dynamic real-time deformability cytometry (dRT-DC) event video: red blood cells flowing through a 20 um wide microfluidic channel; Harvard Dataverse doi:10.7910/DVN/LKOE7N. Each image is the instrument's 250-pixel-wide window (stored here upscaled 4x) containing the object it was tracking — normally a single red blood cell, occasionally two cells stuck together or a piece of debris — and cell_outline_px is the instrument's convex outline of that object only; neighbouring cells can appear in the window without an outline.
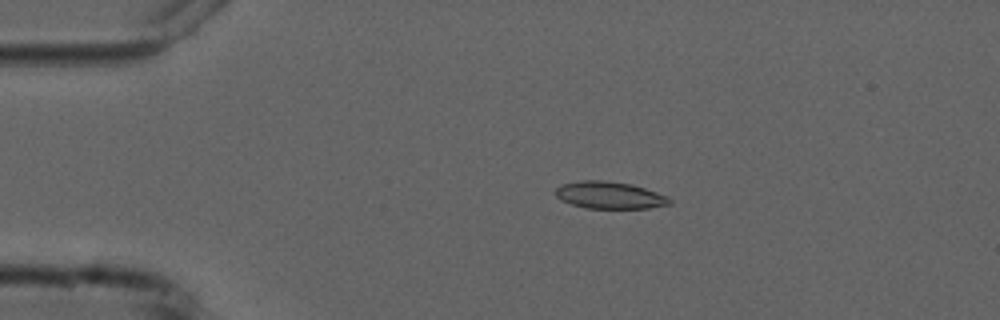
{"species": "common noctule bat (a hibernating species)", "species_latin": "Nyctalus noctula", "temperature_condition": "cold", "stored_images_in_passage": 5, "camera_frame_rate_fps": 3000, "um_per_image_px": 0.085, "animal": {"sex": "male", "forearm_length_mm": 52.5}, "frame": {"image": 1, "passage_image": 3, "time_ms": 2.333, "image_size_px": [1000, 320], "cell_outline_px": [[672, 204], [648, 208], [584, 208], [560, 200], [556, 196], [556, 188], [560, 184], [584, 180], [604, 180], [632, 184], [668, 196], [672, 200]], "centroid_in_image_um": [51.82, 16.59], "position_along_channel_um": 33.2, "area_um2": 18.09}}
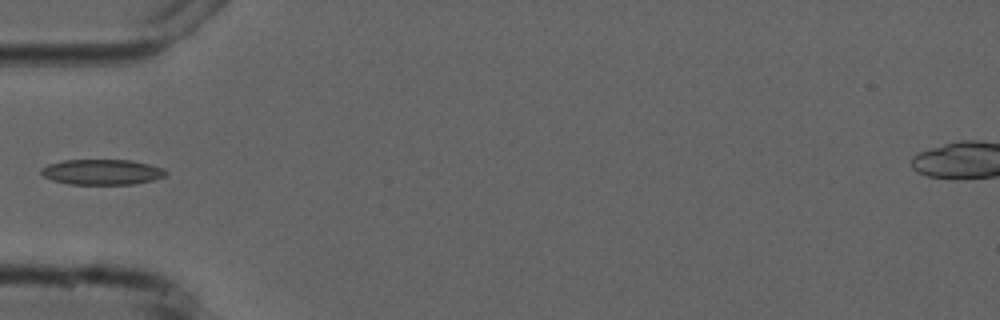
{"frame": {"image": 2, "passage_image": 5, "time_ms": 4.667, "image_size_px": [1000, 320], "cell_outline_px": [[168, 172], [164, 176], [152, 180], [132, 184], [68, 184], [52, 180], [44, 176], [40, 172], [40, 168], [48, 164], [64, 160], [132, 160], [164, 168]], "centroid_in_image_um": [8.65, 14.62], "position_along_channel_um": 76.3, "area_um2": 18.44}}